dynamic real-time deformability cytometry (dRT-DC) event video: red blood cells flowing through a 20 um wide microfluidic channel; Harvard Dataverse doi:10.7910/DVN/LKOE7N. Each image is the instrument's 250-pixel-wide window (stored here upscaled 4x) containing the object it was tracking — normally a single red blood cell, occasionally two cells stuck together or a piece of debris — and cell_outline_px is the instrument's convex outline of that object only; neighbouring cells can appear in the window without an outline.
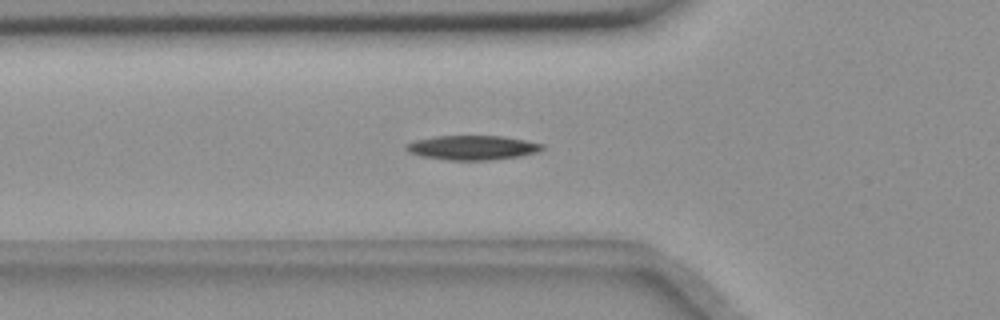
{"species": "common noctule bat (a hibernating species)", "species_latin": "Nyctalus noctula", "temperature_condition": "room temperature", "stored_images_in_passage": 56, "camera_frame_rate_fps": 3000, "um_per_image_px": 0.085, "animal": {"sex": "female", "body_mass_g": 18.4}, "frame": {"image": 1, "passage_image": 19, "time_ms": 6.0, "image_size_px": [1000, 320], "cell_outline_px": [[544, 148], [540, 152], [520, 156], [492, 160], [448, 160], [420, 156], [408, 152], [404, 148], [404, 144], [416, 140], [436, 136], [500, 136], [524, 140], [544, 144]], "centroid_in_image_um": [40.14, 12.55], "position_along_channel_um": 85.7, "area_um2": 19.48}}
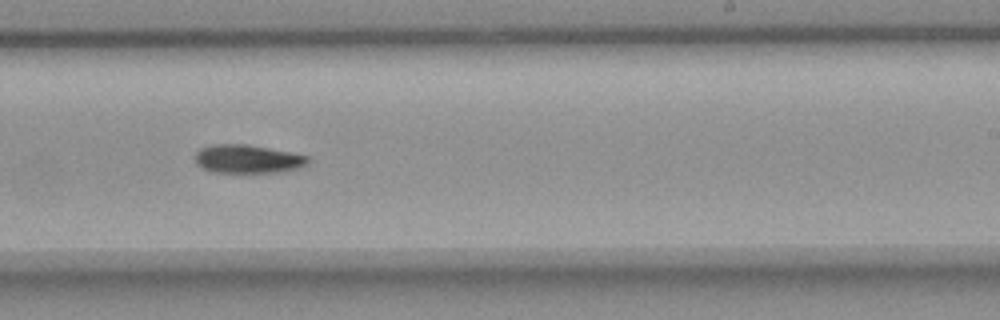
{"frame": {"image": 2, "passage_image": 34, "time_ms": 11.0, "image_size_px": [1000, 320], "cell_outline_px": [[308, 164], [304, 168], [284, 172], [212, 172], [200, 168], [196, 164], [196, 152], [200, 148], [212, 144], [244, 144], [288, 152], [308, 156]], "centroid_in_image_um": [21.05, 13.53], "position_along_channel_um": 267.9, "area_um2": 18.79}}
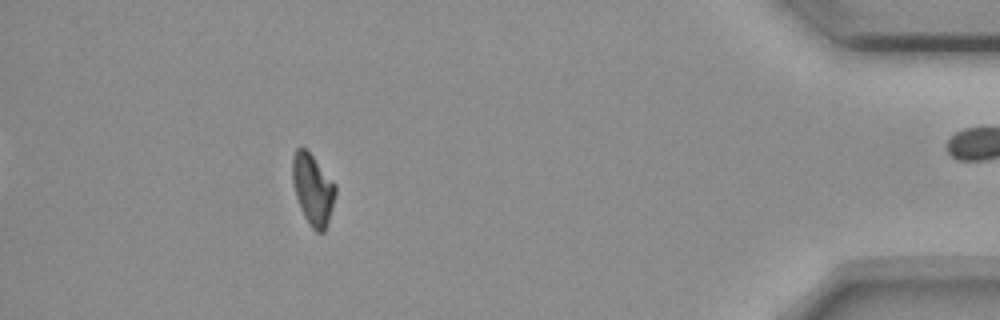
{"frame": {"image": 3, "passage_image": 50, "time_ms": 16.333, "image_size_px": [1000, 320], "cell_outline_px": [[336, 196], [328, 224], [324, 232], [316, 232], [312, 228], [304, 216], [300, 208], [296, 196], [292, 180], [292, 156], [296, 148], [304, 148], [312, 156], [336, 184]], "centroid_in_image_um": [26.6, 16.12], "position_along_channel_um": 408.6, "area_um2": 17.8}, "authors_computed_cell_mechanics": {"area_um2": 18.207, "velocity_mm_per_s": 3.6456, "shape_relaxation_time_tau1_ms": 4.5012, "shape_relaxation_time_tau2_ms": null, "deformation_change_tau1": 0.1394, "deformation_change_tau2": null}}